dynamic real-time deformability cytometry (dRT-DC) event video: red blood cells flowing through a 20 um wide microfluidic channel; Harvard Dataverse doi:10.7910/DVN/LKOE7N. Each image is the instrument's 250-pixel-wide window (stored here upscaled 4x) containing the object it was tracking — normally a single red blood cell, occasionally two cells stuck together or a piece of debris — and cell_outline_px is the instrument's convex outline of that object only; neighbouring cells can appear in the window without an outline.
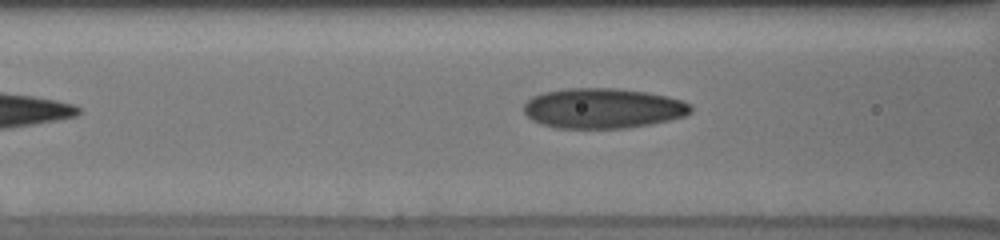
{"species": "human", "species_latin": "Homo sapiens", "temperature_condition": "cold", "stored_images_in_passage": 7, "segment_of_instrument_passage": [2, 2], "camera_frame_rate_fps": 3000, "um_per_image_px": 0.085, "donor": {"sex": "male"}, "frame": {"image": 1, "passage_image": 7, "time_ms": 5.333, "image_size_px": [1000, 240], "cell_outline_px": [[692, 112], [684, 116], [652, 124], [628, 128], [556, 128], [540, 124], [532, 120], [524, 112], [524, 104], [532, 96], [544, 92], [568, 88], [616, 88], [648, 92], [668, 96], [684, 100], [692, 104]], "centroid_in_image_um": [51.27, 9.2], "position_along_channel_um": 115.3, "area_um2": 39.42}}